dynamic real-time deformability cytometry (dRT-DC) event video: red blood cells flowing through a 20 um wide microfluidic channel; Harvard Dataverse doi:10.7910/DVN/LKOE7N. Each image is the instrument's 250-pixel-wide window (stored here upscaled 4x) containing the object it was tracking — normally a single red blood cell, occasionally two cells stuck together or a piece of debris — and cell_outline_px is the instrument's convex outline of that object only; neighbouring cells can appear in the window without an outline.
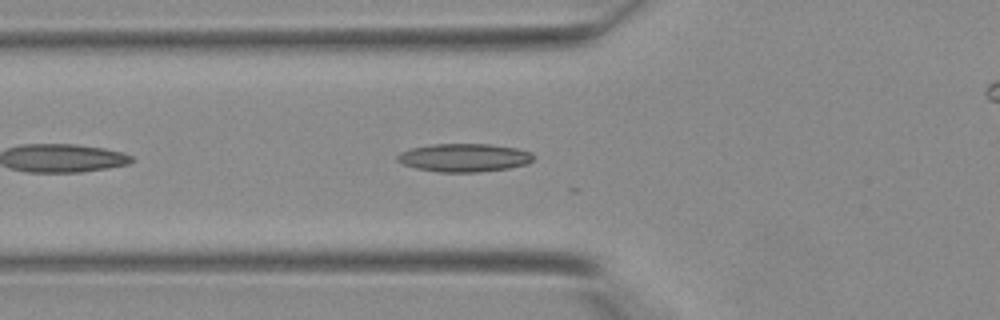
{"species": "Egyptian fruit bat (a non-hibernating species)", "species_latin": "Rousettus aegyptiacus", "temperature_condition": "warm", "stored_images_in_passage": 13, "camera_frame_rate_fps": 3000, "um_per_image_px": 0.085, "animal": {"sex": "female"}, "frame": {"image": 1, "passage_image": 4, "time_ms": 1.0, "image_size_px": [1000, 320], "cell_outline_px": [[532, 160], [528, 164], [508, 168], [480, 172], [440, 172], [416, 168], [404, 164], [396, 160], [396, 156], [400, 152], [412, 148], [432, 144], [488, 144], [516, 148], [532, 152]], "centroid_in_image_um": [39.45, 13.4], "position_along_channel_um": 86.4, "area_um2": 22.31}}
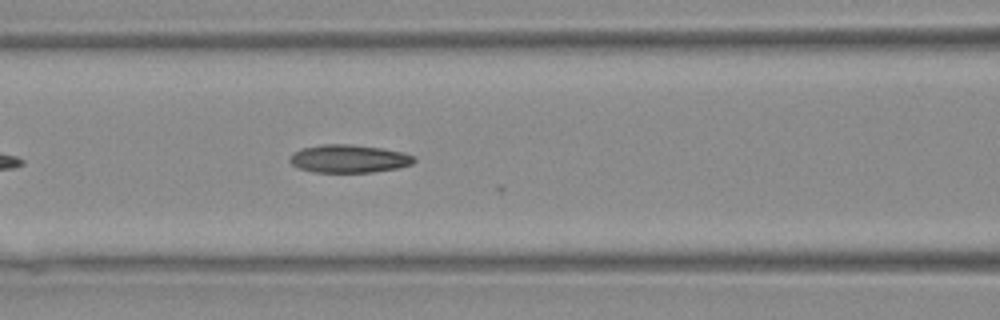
{"frame": {"image": 2, "passage_image": 7, "time_ms": 2.0, "image_size_px": [1000, 320], "cell_outline_px": [[416, 160], [412, 164], [396, 168], [372, 172], [316, 172], [300, 168], [292, 164], [288, 160], [288, 156], [292, 152], [300, 148], [320, 144], [352, 144], [380, 148], [404, 152], [416, 156]], "centroid_in_image_um": [29.63, 13.47], "position_along_channel_um": 137.0, "area_um2": 20.46}}
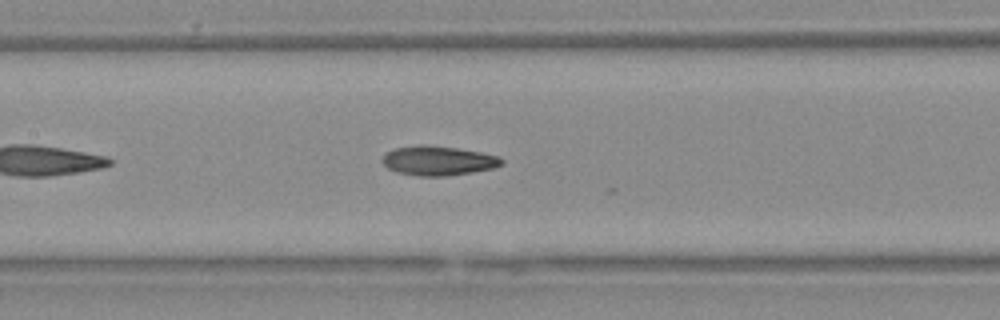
{"frame": {"image": 3, "passage_image": 9, "time_ms": 2.667, "image_size_px": [1000, 320], "cell_outline_px": [[504, 164], [492, 168], [472, 172], [444, 176], [420, 176], [396, 172], [388, 168], [380, 160], [388, 152], [396, 148], [420, 144], [456, 148], [480, 152], [500, 156], [504, 160]], "centroid_in_image_um": [37.26, 13.66], "position_along_channel_um": 170.1, "area_um2": 20.35}}